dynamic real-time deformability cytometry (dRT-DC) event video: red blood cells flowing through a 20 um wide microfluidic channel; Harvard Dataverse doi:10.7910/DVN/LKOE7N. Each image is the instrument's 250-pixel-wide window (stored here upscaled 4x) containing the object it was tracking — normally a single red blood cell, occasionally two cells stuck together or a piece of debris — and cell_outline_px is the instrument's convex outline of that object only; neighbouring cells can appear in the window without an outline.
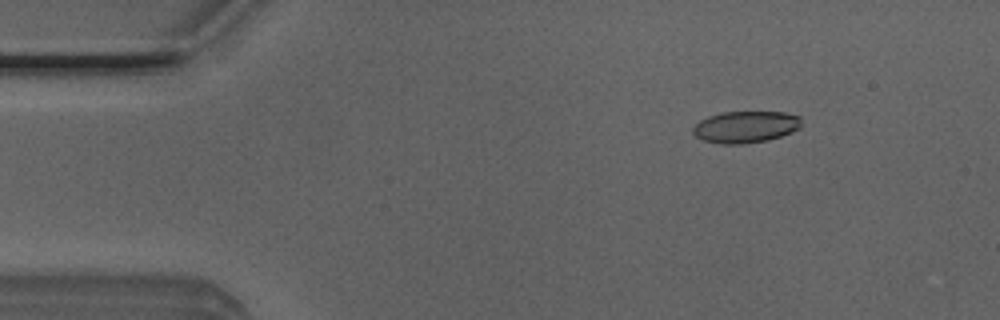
{"species": "Egyptian fruit bat (a non-hibernating species)", "species_latin": "Rousettus aegyptiacus", "temperature_condition": "room temperature", "stored_images_in_passage": 35, "camera_frame_rate_fps": 3000, "um_per_image_px": 0.085, "animal": {"sex": "male"}, "frame": {"image": 1, "passage_image": 6, "time_ms": 1.667, "image_size_px": [1000, 320], "cell_outline_px": [[800, 128], [792, 132], [768, 140], [744, 144], [720, 144], [704, 140], [696, 136], [692, 132], [692, 128], [700, 120], [708, 116], [720, 112], [784, 112], [800, 116]], "centroid_in_image_um": [63.36, 10.79], "position_along_channel_um": 21.6, "area_um2": 20.11}}
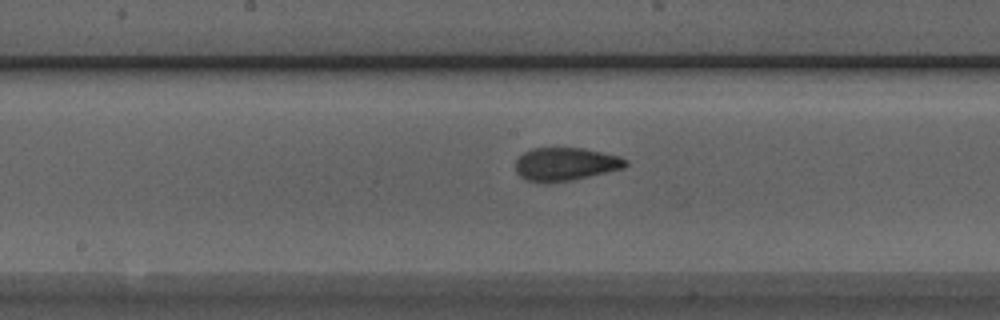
{"frame": {"image": 2, "passage_image": 25, "time_ms": 8.0, "image_size_px": [1000, 320], "cell_outline_px": [[628, 164], [624, 168], [572, 180], [544, 184], [540, 184], [524, 180], [516, 172], [516, 160], [524, 152], [532, 148], [584, 148], [620, 156], [628, 160]], "centroid_in_image_um": [48.05, 13.97], "position_along_channel_um": 200.2, "area_um2": 21.56}}
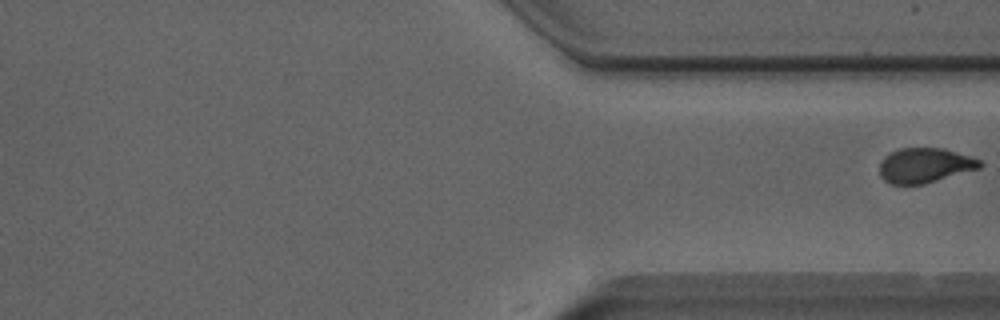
{"frame": {"image": 3, "passage_image": 35, "time_ms": 11.333, "image_size_px": [1000, 320], "cell_outline_px": [[984, 164], [980, 168], [924, 184], [892, 184], [884, 180], [880, 176], [880, 160], [884, 156], [900, 148], [944, 148], [980, 160]], "centroid_in_image_um": [78.59, 14.06], "position_along_channel_um": 332.8, "area_um2": 20.29}}